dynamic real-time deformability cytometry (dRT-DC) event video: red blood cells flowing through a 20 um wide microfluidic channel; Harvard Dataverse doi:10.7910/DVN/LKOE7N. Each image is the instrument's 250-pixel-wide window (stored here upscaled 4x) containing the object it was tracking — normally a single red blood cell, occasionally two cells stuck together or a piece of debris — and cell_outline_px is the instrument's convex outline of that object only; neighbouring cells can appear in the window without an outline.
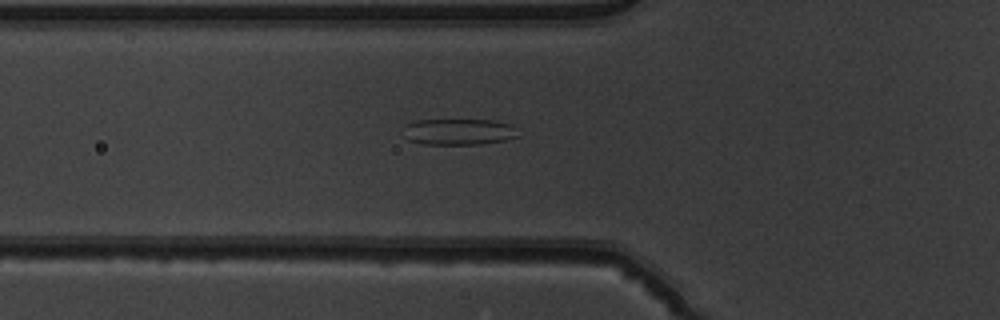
{"species": "common noctule bat (a hibernating species)", "species_latin": "Nyctalus noctula", "temperature_condition": "warm", "stored_images_in_passage": 29, "camera_frame_rate_fps": 3000, "um_per_image_px": 0.085, "animal": {"sex": "male", "body_mass_g": 19.5, "forearm_length_mm": 54.6}, "frame": {"image": 1, "passage_image": 2, "time_ms": 0.333, "image_size_px": [1000, 320], "cell_outline_px": [[520, 136], [504, 140], [484, 144], [424, 144], [408, 140], [404, 136], [400, 128], [404, 124], [416, 120], [492, 120], [512, 124]], "centroid_in_image_um": [38.94, 11.2], "position_along_channel_um": 86.9, "area_um2": 17.86}}
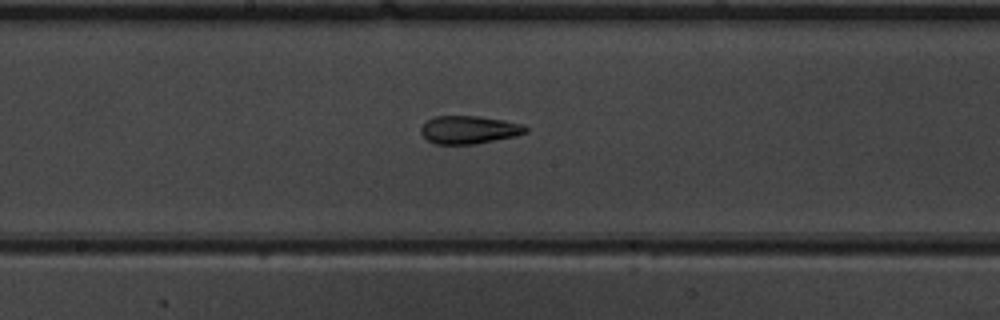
{"frame": {"image": 2, "passage_image": 11, "time_ms": 3.333, "image_size_px": [1000, 320], "cell_outline_px": [[528, 132], [512, 136], [476, 144], [436, 144], [428, 140], [420, 132], [420, 128], [428, 120], [436, 116], [480, 116], [504, 120], [520, 124], [528, 128]], "centroid_in_image_um": [39.85, 11.02], "position_along_channel_um": 208.4, "area_um2": 16.88}}
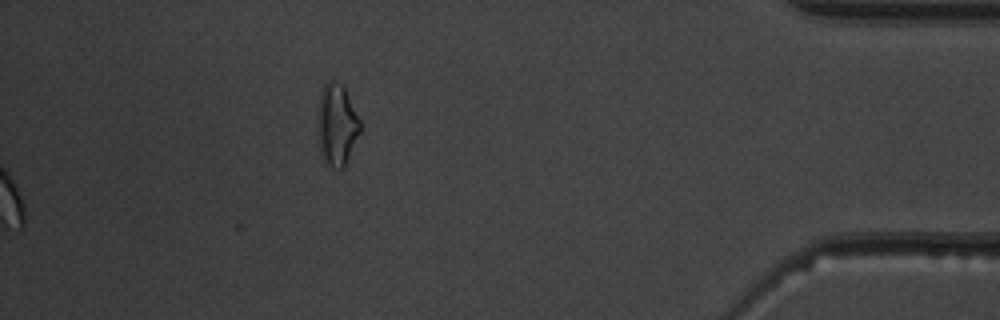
{"frame": {"image": 3, "passage_image": 29, "time_ms": 9.333, "image_size_px": [1000, 320], "cell_outline_px": [[360, 132], [344, 168], [332, 168], [324, 160], [320, 152], [316, 132], [316, 112], [320, 96], [324, 84], [332, 76], [344, 88], [360, 120]], "centroid_in_image_um": [28.58, 10.59], "position_along_channel_um": 406.6, "area_um2": 20.63}, "authors_computed_cell_mechanics": {"area_um2": 17.1088, "velocity_mm_per_s": 4.0395, "shape_relaxation_time_tau1_ms": 5.3505, "shape_relaxation_time_tau2_ms": 2.0812, "deformation_change_tau1": 0.1549, "deformation_change_tau2": 0.1012}}